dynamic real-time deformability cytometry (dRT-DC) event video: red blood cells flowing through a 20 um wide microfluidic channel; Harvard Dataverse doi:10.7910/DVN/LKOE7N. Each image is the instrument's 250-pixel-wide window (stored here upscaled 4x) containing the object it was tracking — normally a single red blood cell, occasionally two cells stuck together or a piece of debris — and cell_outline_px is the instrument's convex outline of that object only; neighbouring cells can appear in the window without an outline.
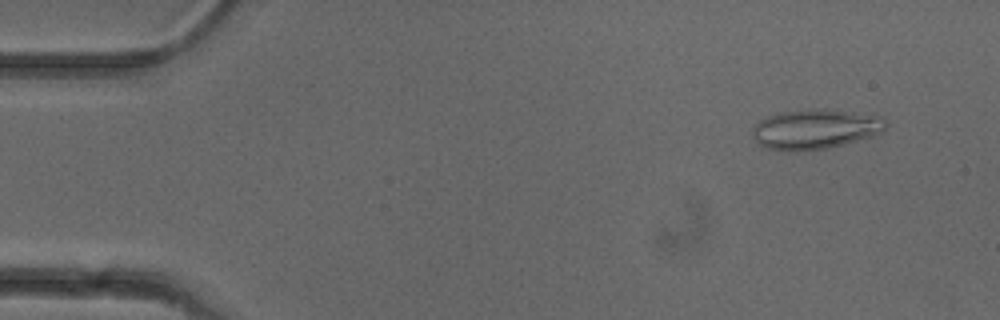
{"species": "common noctule bat (a hibernating species)", "species_latin": "Nyctalus noctula", "temperature_condition": "cold", "stored_images_in_passage": 51, "camera_frame_rate_fps": 3000, "um_per_image_px": 0.085, "animal": {"sex": "female"}, "frame": {"image": 1, "passage_image": 4, "time_ms": 1.0, "image_size_px": [1000, 320], "cell_outline_px": [[888, 128], [884, 132], [872, 136], [824, 148], [768, 148], [760, 144], [752, 136], [752, 128], [760, 120], [768, 116], [780, 112], [816, 108], [824, 108], [884, 116], [888, 124]], "centroid_in_image_um": [69.39, 10.9], "position_along_channel_um": 15.6, "area_um2": 30.29}}
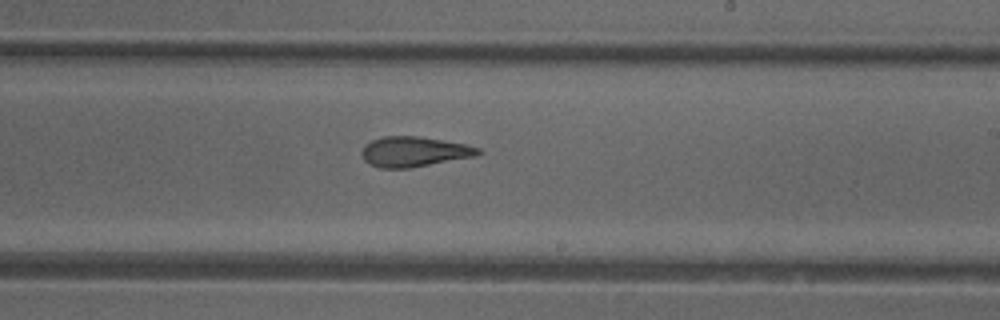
{"frame": {"image": 2, "passage_image": 30, "time_ms": 9.667, "image_size_px": [1000, 320], "cell_outline_px": [[484, 152], [476, 156], [408, 168], [380, 168], [368, 164], [364, 160], [360, 152], [364, 144], [372, 140], [384, 136], [420, 136], [464, 144], [480, 148]], "centroid_in_image_um": [35.17, 12.89], "position_along_channel_um": 253.8, "area_um2": 20.52}}
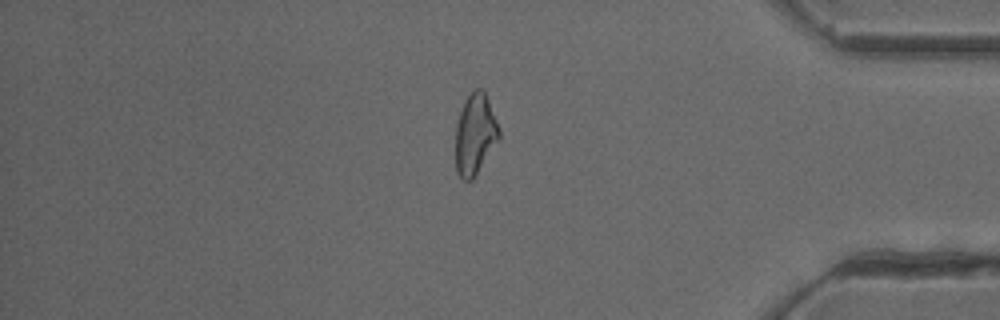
{"frame": {"image": 3, "passage_image": 43, "time_ms": 14.0, "image_size_px": [1000, 320], "cell_outline_px": [[500, 136], [472, 180], [464, 180], [456, 172], [456, 124], [464, 100], [476, 88], [484, 88], [500, 128]], "centroid_in_image_um": [40.38, 11.36], "position_along_channel_um": 394.8, "area_um2": 20.35}, "authors_computed_cell_mechanics": {"area_um2": 21.6172, "velocity_mm_per_s": 3.973, "shape_relaxation_time_tau1_ms": null, "shape_relaxation_time_tau2_ms": 2.6864, "deformation_change_tau1": null, "deformation_change_tau2": 0.1042}}